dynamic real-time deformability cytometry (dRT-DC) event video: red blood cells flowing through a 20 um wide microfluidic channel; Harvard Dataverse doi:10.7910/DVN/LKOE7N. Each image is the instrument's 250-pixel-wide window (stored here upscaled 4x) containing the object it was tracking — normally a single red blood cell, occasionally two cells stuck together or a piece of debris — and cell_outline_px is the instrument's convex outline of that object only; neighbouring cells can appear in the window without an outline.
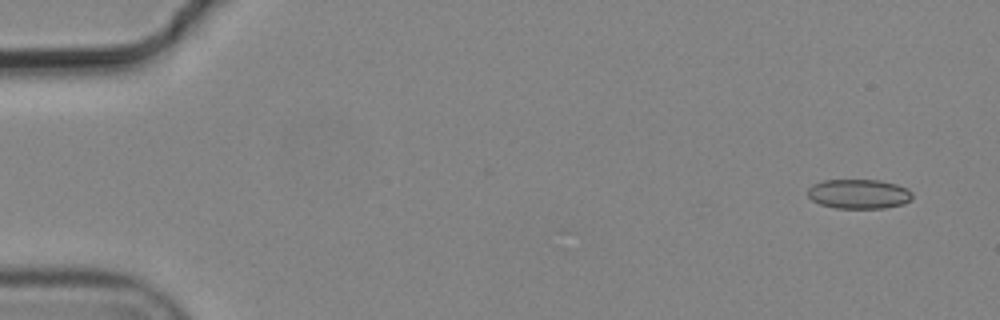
{"species": "common noctule bat (a hibernating species)", "species_latin": "Nyctalus noctula", "temperature_condition": "cold", "stored_images_in_passage": 5, "camera_frame_rate_fps": 3000, "um_per_image_px": 0.085, "animal": {"sex": "male", "body_mass_g": 19.2, "forearm_length_mm": 51.8}, "frame": {"image": 1, "passage_image": 1, "time_ms": 0.0, "image_size_px": [1000, 320], "cell_outline_px": [[912, 196], [904, 204], [884, 208], [836, 208], [820, 204], [812, 200], [808, 196], [808, 188], [812, 184], [824, 180], [880, 180], [896, 184], [908, 188], [912, 192]], "centroid_in_image_um": [72.99, 16.48], "position_along_channel_um": 12.0, "area_um2": 18.03}}
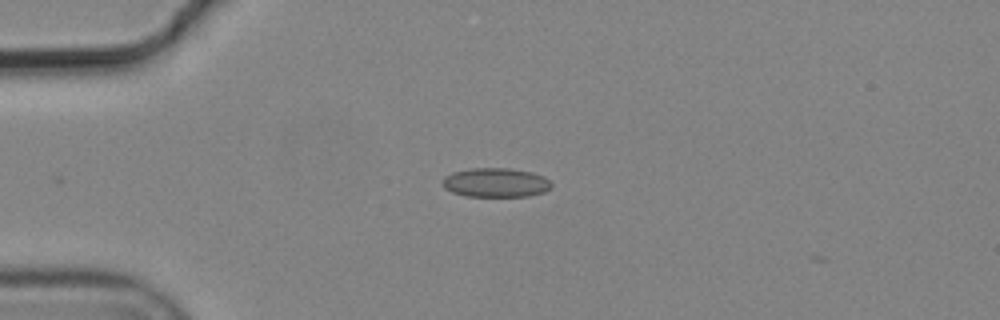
{"frame": {"image": 2, "passage_image": 4, "time_ms": 1.0, "image_size_px": [1000, 320], "cell_outline_px": [[552, 184], [544, 192], [528, 196], [468, 196], [452, 192], [444, 188], [440, 184], [440, 180], [444, 176], [452, 172], [472, 168], [508, 168], [532, 172], [544, 176]], "centroid_in_image_um": [42.08, 15.51], "position_along_channel_um": 42.9, "area_um2": 18.61}}